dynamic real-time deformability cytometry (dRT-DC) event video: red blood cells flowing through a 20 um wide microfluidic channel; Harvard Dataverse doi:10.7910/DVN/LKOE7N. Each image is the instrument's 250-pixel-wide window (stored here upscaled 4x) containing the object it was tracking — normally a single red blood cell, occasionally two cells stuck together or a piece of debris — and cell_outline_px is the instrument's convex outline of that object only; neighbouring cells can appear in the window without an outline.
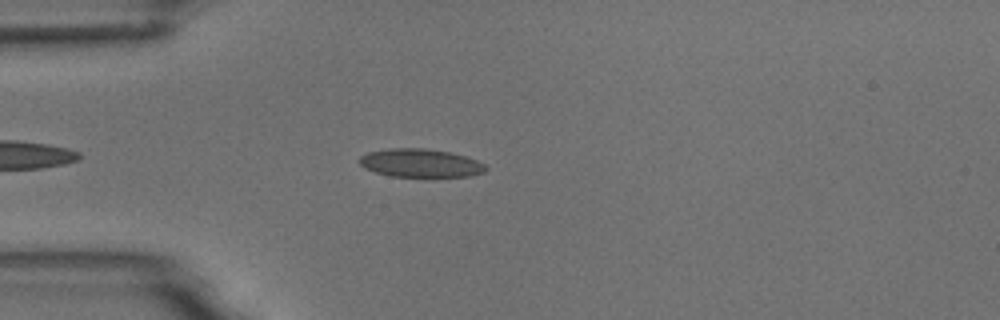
{"species": "common noctule bat (a hibernating species)", "species_latin": "Nyctalus noctula", "temperature_condition": "room temperature", "stored_images_in_passage": 5, "camera_frame_rate_fps": 3000, "um_per_image_px": 0.085, "animal": {"sex": "male", "body_mass_g": 18.8}, "frame": {"image": 1, "passage_image": 4, "time_ms": 3.667, "image_size_px": [1000, 320], "cell_outline_px": [[488, 168], [484, 172], [472, 176], [392, 176], [376, 172], [364, 168], [356, 160], [360, 156], [368, 152], [388, 148], [424, 148], [448, 152], [464, 156], [476, 160], [484, 164]], "centroid_in_image_um": [35.7, 13.85], "position_along_channel_um": 49.3, "area_um2": 20.75}}